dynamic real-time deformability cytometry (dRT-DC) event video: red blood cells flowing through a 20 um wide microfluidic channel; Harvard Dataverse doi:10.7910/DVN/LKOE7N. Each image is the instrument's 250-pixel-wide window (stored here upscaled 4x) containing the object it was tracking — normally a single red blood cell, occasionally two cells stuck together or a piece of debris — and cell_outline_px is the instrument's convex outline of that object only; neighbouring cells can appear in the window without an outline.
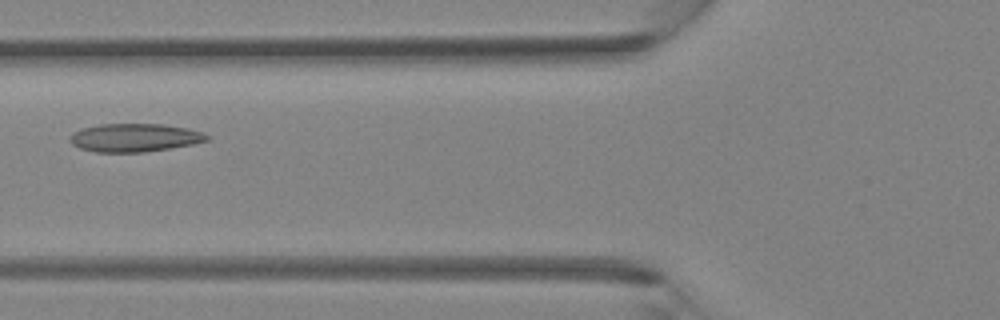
{"species": "Egyptian fruit bat (a non-hibernating species)", "species_latin": "Rousettus aegyptiacus", "temperature_condition": "room temperature", "stored_images_in_passage": 39, "camera_frame_rate_fps": 3000, "um_per_image_px": 0.085, "animal": {"sex": "female"}, "frame": {"image": 1, "passage_image": 14, "time_ms": 4.333, "image_size_px": [1000, 320], "cell_outline_px": [[208, 140], [192, 144], [144, 152], [96, 152], [80, 148], [72, 144], [68, 140], [68, 136], [72, 132], [80, 128], [100, 124], [164, 124], [188, 128], [200, 132], [208, 136]], "centroid_in_image_um": [11.36, 11.69], "position_along_channel_um": 114.4, "area_um2": 22.54}}
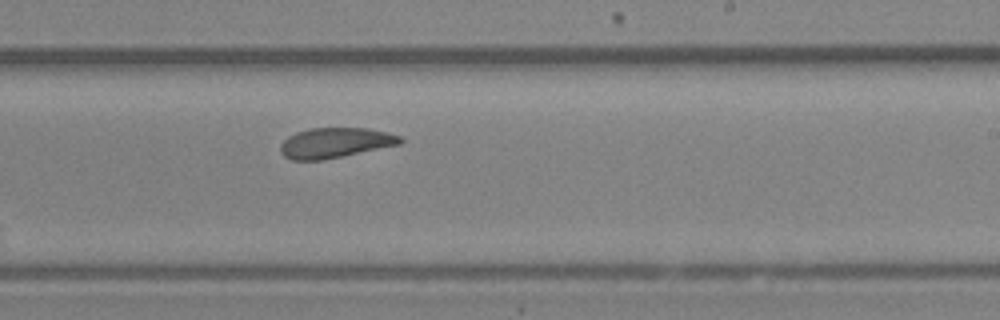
{"frame": {"image": 2, "passage_image": 23, "time_ms": 7.333, "image_size_px": [1000, 320], "cell_outline_px": [[404, 140], [400, 144], [320, 160], [292, 160], [284, 156], [280, 152], [280, 144], [288, 136], [296, 132], [308, 128], [368, 128], [388, 132], [400, 136]], "centroid_in_image_um": [28.46, 12.12], "position_along_channel_um": 260.5, "area_um2": 20.92}}
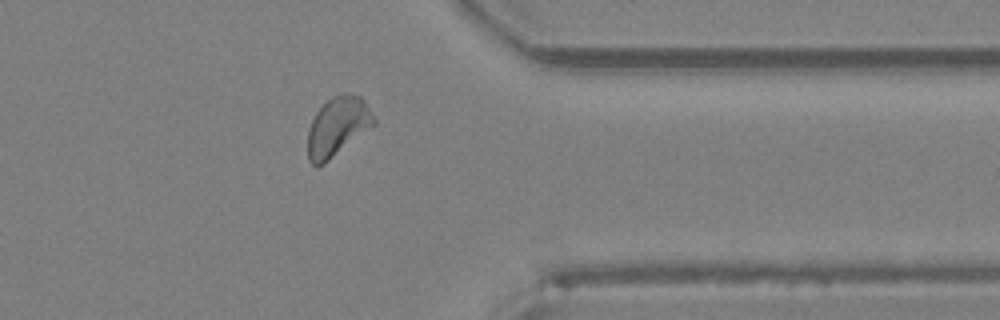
{"frame": {"image": 3, "passage_image": 31, "time_ms": 10.0, "image_size_px": [1000, 320], "cell_outline_px": [[376, 124], [324, 164], [312, 164], [308, 160], [308, 132], [312, 120], [316, 112], [332, 96], [344, 92], [348, 92], [360, 96], [364, 100], [376, 120]], "centroid_in_image_um": [28.71, 10.74], "position_along_channel_um": 382.7, "area_um2": 22.66}}